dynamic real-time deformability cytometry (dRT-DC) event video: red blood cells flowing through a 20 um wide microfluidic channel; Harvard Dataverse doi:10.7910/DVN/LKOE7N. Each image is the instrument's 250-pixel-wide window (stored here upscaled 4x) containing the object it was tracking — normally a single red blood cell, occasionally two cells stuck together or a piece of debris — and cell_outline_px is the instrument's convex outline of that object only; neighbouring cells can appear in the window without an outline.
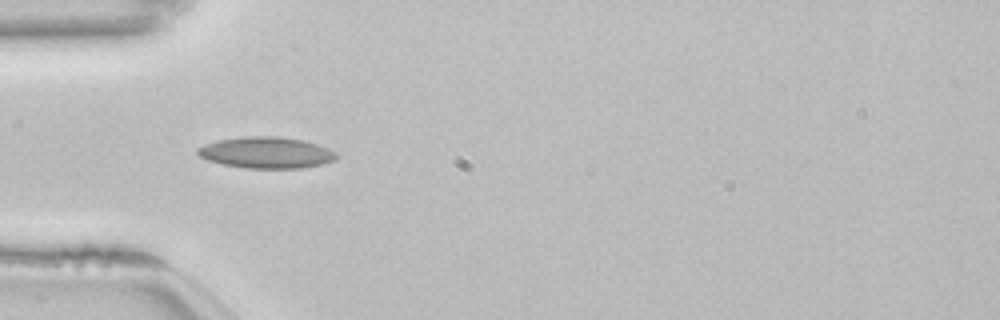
{"species": "common noctule bat (a hibernating species)", "species_latin": "Nyctalus noctula", "temperature_condition": "room temperature", "stored_images_in_passage": 53, "camera_frame_rate_fps": 3000, "um_per_image_px": 0.085, "animal": {"sex": "female", "body_mass_g": 22.7, "forearm_length_mm": 54.2}, "frame": {"image": 1, "passage_image": 16, "time_ms": 5.0, "image_size_px": [1000, 320], "cell_outline_px": [[336, 160], [320, 164], [300, 168], [244, 168], [224, 164], [208, 160], [200, 156], [196, 152], [196, 148], [204, 144], [216, 140], [244, 136], [276, 136], [304, 140], [328, 148], [336, 152]], "centroid_in_image_um": [22.61, 12.96], "position_along_channel_um": 62.4, "area_um2": 25.32}, "authors_computed_cell_mechanics": {"area_um2": 22.8888, "velocity_mm_per_s": 3.8488, "shape_relaxation_time_tau1_ms": null, "shape_relaxation_time_tau2_ms": 2.4414, "deformation_change_tau1": null, "deformation_change_tau2": 0.0944}}